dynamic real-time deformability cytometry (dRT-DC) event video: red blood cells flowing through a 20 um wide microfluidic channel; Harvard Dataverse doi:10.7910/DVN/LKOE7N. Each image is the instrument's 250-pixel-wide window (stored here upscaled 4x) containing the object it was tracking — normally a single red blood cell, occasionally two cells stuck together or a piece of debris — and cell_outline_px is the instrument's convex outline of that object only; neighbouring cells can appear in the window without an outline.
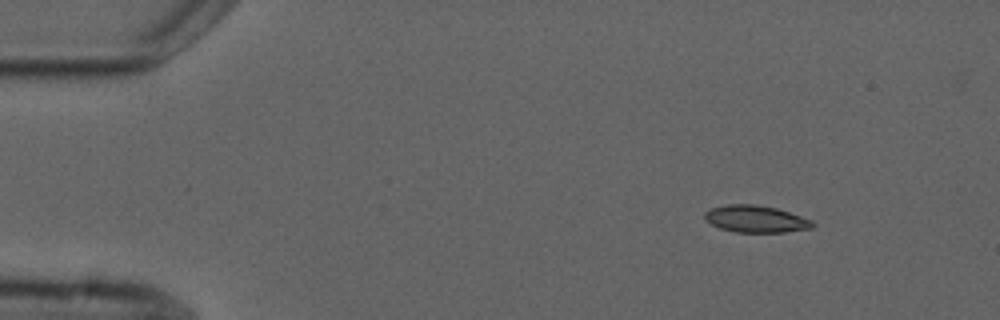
{"species": "common noctule bat (a hibernating species)", "species_latin": "Nyctalus noctula", "temperature_condition": "cold", "stored_images_in_passage": 8, "camera_frame_rate_fps": 3000, "um_per_image_px": 0.085, "animal": {"sex": "male", "forearm_length_mm": 52.5}, "frame": {"image": 1, "passage_image": 1, "time_ms": 0.0, "image_size_px": [1000, 320], "cell_outline_px": [[816, 224], [812, 228], [784, 232], [736, 232], [720, 228], [712, 224], [704, 216], [704, 212], [712, 208], [728, 204], [756, 204], [776, 208], [812, 220]], "centroid_in_image_um": [64.26, 18.61], "position_along_channel_um": 20.7, "area_um2": 16.82}}
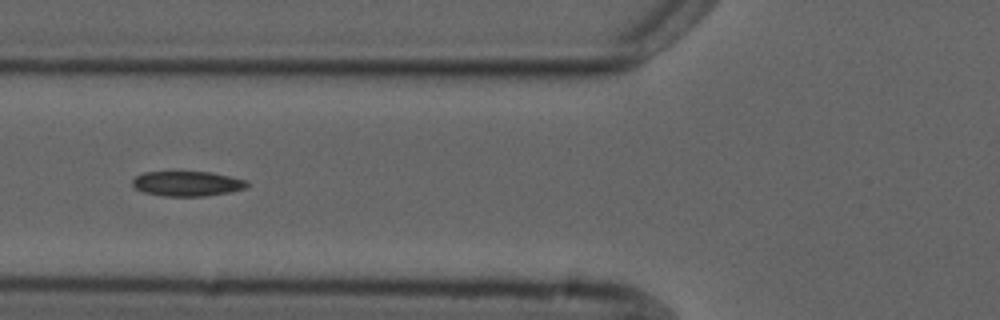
{"frame": {"image": 2, "passage_image": 5, "time_ms": 4.667, "image_size_px": [1000, 320], "cell_outline_px": [[248, 184], [244, 188], [228, 192], [204, 196], [164, 196], [144, 192], [136, 188], [132, 184], [132, 180], [136, 176], [144, 172], [212, 172], [248, 180]], "centroid_in_image_um": [15.91, 15.6], "position_along_channel_um": 109.9, "area_um2": 16.53}}
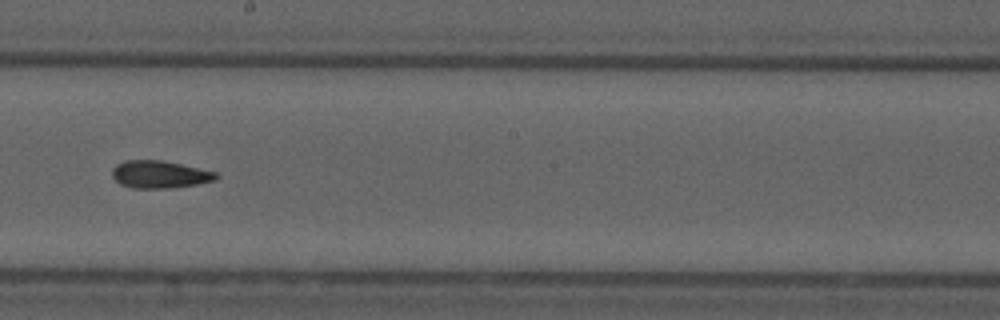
{"frame": {"image": 3, "passage_image": 8, "time_ms": 8.0, "image_size_px": [1000, 320], "cell_outline_px": [[220, 176], [212, 180], [196, 184], [172, 188], [132, 188], [120, 184], [112, 176], [112, 168], [116, 164], [124, 160], [160, 160], [180, 164], [216, 172]], "centroid_in_image_um": [13.52, 14.82], "position_along_channel_um": 234.7, "area_um2": 16.53}}